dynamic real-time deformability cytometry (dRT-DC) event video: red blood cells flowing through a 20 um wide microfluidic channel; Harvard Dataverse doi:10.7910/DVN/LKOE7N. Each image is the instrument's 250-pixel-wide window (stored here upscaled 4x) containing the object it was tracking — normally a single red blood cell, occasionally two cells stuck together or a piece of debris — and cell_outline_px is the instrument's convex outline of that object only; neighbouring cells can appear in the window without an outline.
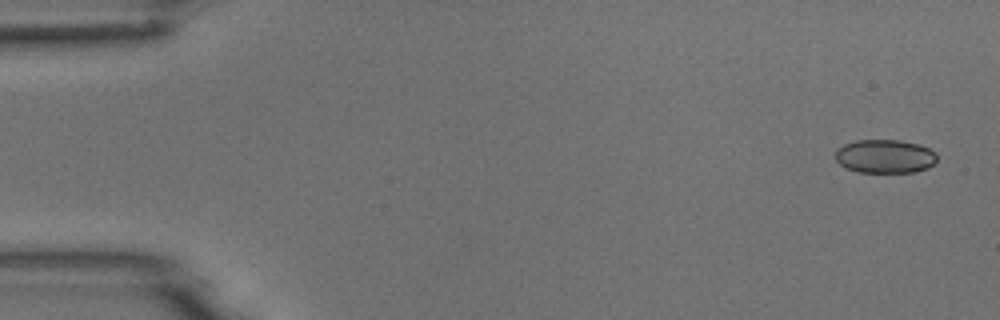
{"species": "common noctule bat (a hibernating species)", "species_latin": "Nyctalus noctula", "temperature_condition": "room temperature", "stored_images_in_passage": 6, "camera_frame_rate_fps": 3000, "um_per_image_px": 0.085, "animal": {"sex": "male", "body_mass_g": 18.8}, "frame": {"image": 1, "passage_image": 1, "time_ms": 0.0, "image_size_px": [1000, 320], "cell_outline_px": [[936, 164], [928, 168], [912, 172], [856, 172], [840, 164], [836, 160], [836, 148], [844, 144], [856, 140], [900, 140], [920, 144], [936, 152]], "centroid_in_image_um": [75.24, 13.28], "position_along_channel_um": 9.8, "area_um2": 20.06}}
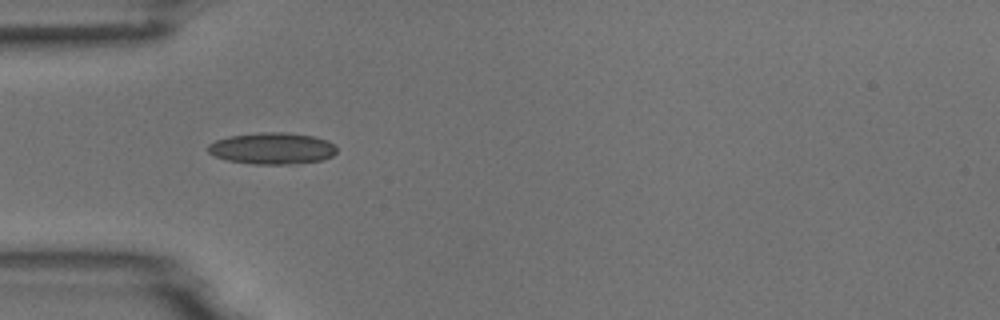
{"frame": {"image": 2, "passage_image": 5, "time_ms": 4.667, "image_size_px": [1000, 320], "cell_outline_px": [[336, 152], [332, 156], [324, 160], [288, 164], [252, 164], [228, 160], [216, 156], [208, 152], [208, 144], [216, 140], [228, 136], [260, 132], [284, 132], [312, 136], [328, 140], [336, 148]], "centroid_in_image_um": [23.13, 12.61], "position_along_channel_um": 61.9, "area_um2": 23.64}}